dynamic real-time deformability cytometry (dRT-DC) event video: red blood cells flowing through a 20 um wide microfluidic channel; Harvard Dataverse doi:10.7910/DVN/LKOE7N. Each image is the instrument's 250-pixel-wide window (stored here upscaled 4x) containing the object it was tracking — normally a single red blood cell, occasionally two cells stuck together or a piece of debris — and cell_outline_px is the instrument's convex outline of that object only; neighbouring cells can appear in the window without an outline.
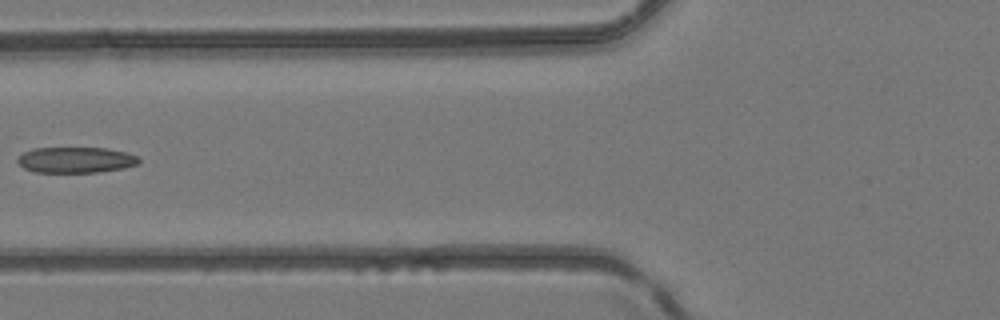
{"species": "common noctule bat (a hibernating species)", "species_latin": "Nyctalus noctula", "temperature_condition": "room temperature", "stored_images_in_passage": 4, "camera_frame_rate_fps": 3000, "um_per_image_px": 0.085, "animal": {"sex": "female", "body_mass_g": 24.6, "forearm_length_mm": 56.2}, "frame": {"image": 1, "passage_image": 4, "time_ms": 3.333, "image_size_px": [1000, 320], "cell_outline_px": [[140, 164], [124, 168], [96, 172], [36, 172], [24, 168], [16, 160], [24, 152], [32, 148], [108, 148], [128, 152], [140, 156]], "centroid_in_image_um": [6.51, 13.58], "position_along_channel_um": 119.3, "area_um2": 18.38}}